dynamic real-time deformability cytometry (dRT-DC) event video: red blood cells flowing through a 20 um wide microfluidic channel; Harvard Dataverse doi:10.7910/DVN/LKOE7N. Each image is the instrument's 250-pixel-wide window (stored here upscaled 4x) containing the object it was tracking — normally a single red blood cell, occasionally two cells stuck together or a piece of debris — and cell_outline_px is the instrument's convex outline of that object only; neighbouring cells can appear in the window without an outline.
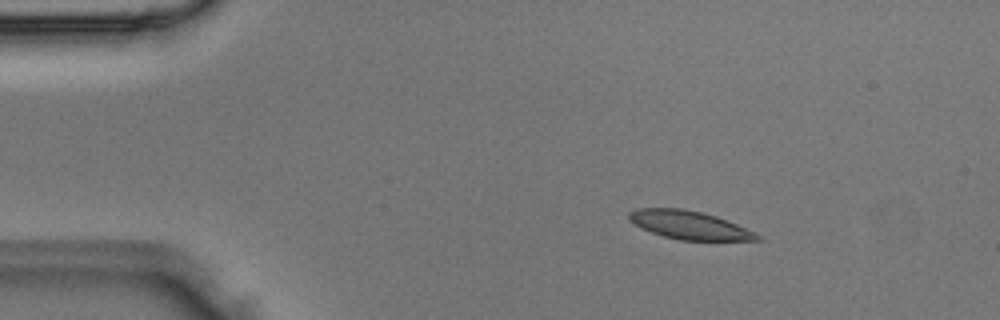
{"species": "Egyptian fruit bat (a non-hibernating species)", "species_latin": "Rousettus aegyptiacus", "temperature_condition": "room temperature", "stored_images_in_passage": 3, "camera_frame_rate_fps": 3000, "um_per_image_px": 0.085, "animal": {"sex": "male"}, "frame": {"image": 1, "passage_image": 2, "time_ms": 0.333, "image_size_px": [1000, 320], "cell_outline_px": [[760, 240], [680, 240], [664, 236], [640, 228], [628, 220], [628, 212], [636, 208], [684, 208], [716, 216], [736, 224], [760, 236]], "centroid_in_image_um": [58.5, 19.12], "position_along_channel_um": 26.5, "area_um2": 20.92}}